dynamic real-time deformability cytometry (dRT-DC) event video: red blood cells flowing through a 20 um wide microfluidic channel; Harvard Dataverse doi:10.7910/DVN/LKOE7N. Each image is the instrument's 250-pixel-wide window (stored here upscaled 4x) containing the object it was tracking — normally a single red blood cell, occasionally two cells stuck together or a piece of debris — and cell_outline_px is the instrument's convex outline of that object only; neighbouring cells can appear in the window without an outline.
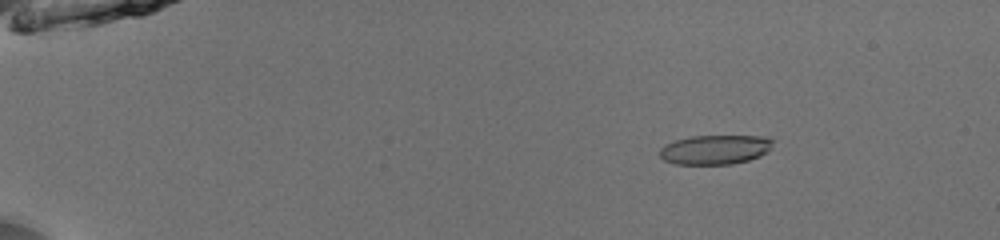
{"species": "common noctule bat (a hibernating species)", "species_latin": "Nyctalus noctula", "temperature_condition": "room temperature", "stored_images_in_passage": 54, "camera_frame_rate_fps": 3000, "um_per_image_px": 0.085, "animal": {"sex": "male", "body_mass_g": 13.0, "forearm_length_mm": 53.1}, "frame": {"image": 1, "passage_image": 10, "time_ms": 3.0, "image_size_px": [1000, 240], "cell_outline_px": [[776, 140], [760, 156], [748, 160], [732, 164], [676, 164], [664, 160], [660, 156], [660, 148], [664, 144], [676, 140], [692, 136], [768, 136]], "centroid_in_image_um": [60.78, 12.71], "position_along_channel_um": 24.2, "area_um2": 19.36}}
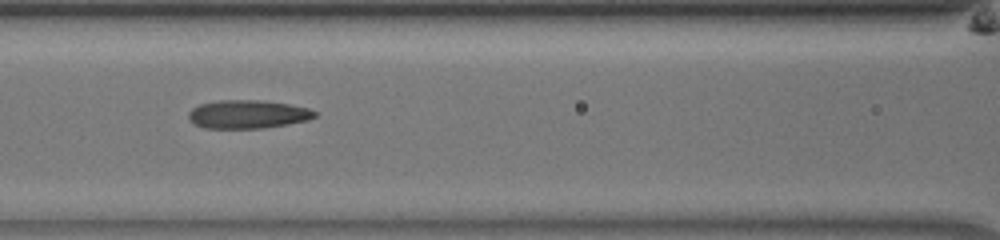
{"frame": {"image": 2, "passage_image": 27, "time_ms": 8.667, "image_size_px": [1000, 240], "cell_outline_px": [[320, 112], [316, 116], [308, 120], [288, 124], [264, 128], [204, 128], [192, 124], [188, 116], [188, 112], [192, 108], [200, 104], [220, 100], [256, 100], [288, 104], [308, 108]], "centroid_in_image_um": [21.05, 9.72], "position_along_channel_um": 145.5, "area_um2": 20.98}}
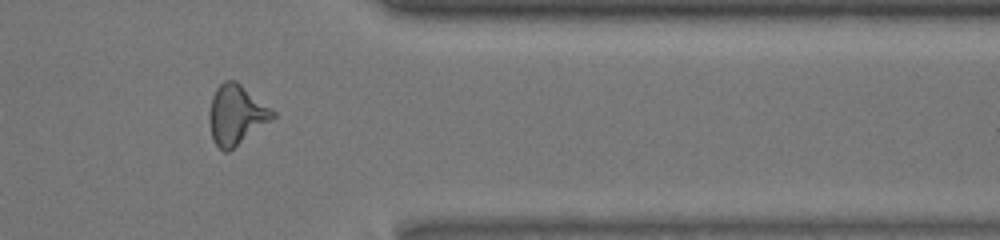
{"frame": {"image": 3, "passage_image": 46, "time_ms": 15.0, "image_size_px": [1000, 240], "cell_outline_px": [[276, 116], [228, 152], [224, 152], [212, 140], [208, 120], [208, 112], [212, 96], [216, 88], [224, 80], [236, 80], [276, 112]], "centroid_in_image_um": [20.05, 9.74], "position_along_channel_um": 391.4, "area_um2": 22.08}, "authors_computed_cell_mechanics": {"area_um2": 20.6346, "velocity_mm_per_s": 3.9805, "shape_relaxation_time_tau1_ms": 8.7303, "shape_relaxation_time_tau2_ms": 1.648, "deformation_change_tau1": 0.2167, "deformation_change_tau2": 0.107}}